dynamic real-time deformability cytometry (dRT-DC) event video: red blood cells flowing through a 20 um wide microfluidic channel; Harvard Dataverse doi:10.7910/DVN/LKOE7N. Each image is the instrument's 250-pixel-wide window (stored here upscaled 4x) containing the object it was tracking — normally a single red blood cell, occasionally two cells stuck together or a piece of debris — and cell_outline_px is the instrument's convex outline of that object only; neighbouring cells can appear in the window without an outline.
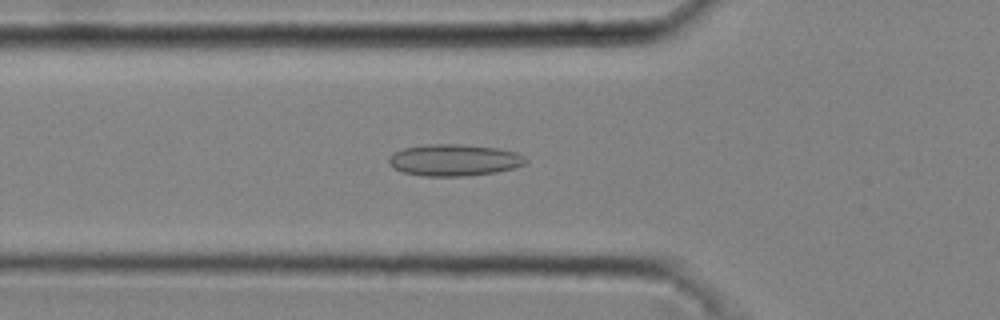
{"species": "common noctule bat (a hibernating species)", "species_latin": "Nyctalus noctula", "temperature_condition": "cold", "stored_images_in_passage": 39, "camera_frame_rate_fps": 3000, "um_per_image_px": 0.085, "animal": {"sex": "male", "body_mass_g": 20.4}, "frame": {"image": 1, "passage_image": 9, "time_ms": 2.667, "image_size_px": [1000, 320], "cell_outline_px": [[528, 160], [524, 164], [516, 168], [496, 172], [464, 176], [424, 176], [404, 172], [392, 168], [388, 164], [388, 156], [392, 152], [404, 148], [428, 144], [460, 144], [496, 148], [516, 152], [524, 156]], "centroid_in_image_um": [38.57, 13.61], "position_along_channel_um": 87.2, "area_um2": 25.43}}
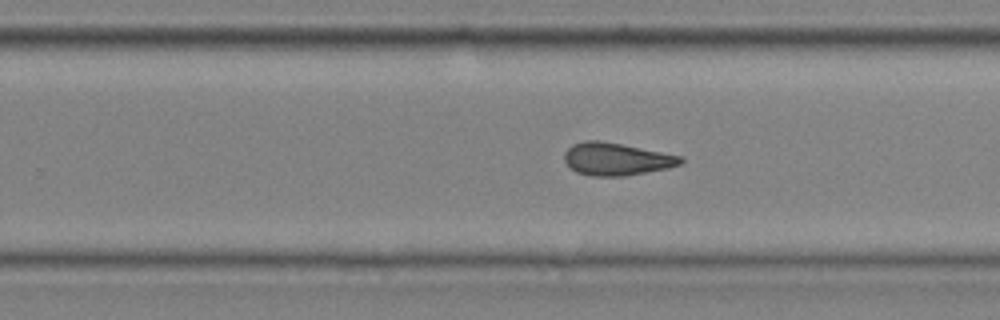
{"frame": {"image": 2, "passage_image": 23, "time_ms": 7.333, "image_size_px": [1000, 320], "cell_outline_px": [[684, 160], [680, 164], [668, 168], [624, 176], [592, 176], [576, 172], [564, 160], [564, 152], [572, 144], [584, 140], [600, 140], [684, 156]], "centroid_in_image_um": [52.39, 13.51], "position_along_channel_um": 277.4, "area_um2": 22.08}}
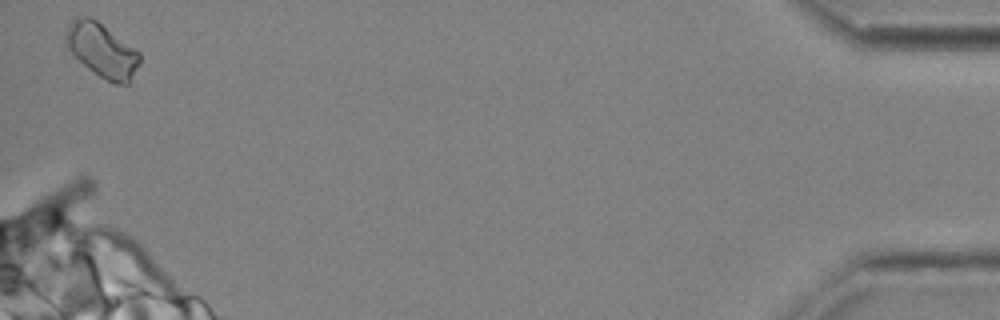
{"frame": {"image": 3, "passage_image": 39, "time_ms": 12.667, "image_size_px": [1000, 320], "cell_outline_px": [[140, 64], [128, 84], [116, 84], [100, 76], [88, 68], [68, 48], [64, 40], [64, 32], [76, 20], [84, 16], [88, 16], [96, 20], [140, 52]], "centroid_in_image_um": [8.7, 4.29], "position_along_channel_um": 426.5, "area_um2": 22.6}, "authors_computed_cell_mechanics": {"area_um2": 22.1374, "velocity_mm_per_s": 4.071, "shape_relaxation_time_tau1_ms": null, "shape_relaxation_time_tau2_ms": 3.4132, "deformation_change_tau1": null, "deformation_change_tau2": 0.1219}}